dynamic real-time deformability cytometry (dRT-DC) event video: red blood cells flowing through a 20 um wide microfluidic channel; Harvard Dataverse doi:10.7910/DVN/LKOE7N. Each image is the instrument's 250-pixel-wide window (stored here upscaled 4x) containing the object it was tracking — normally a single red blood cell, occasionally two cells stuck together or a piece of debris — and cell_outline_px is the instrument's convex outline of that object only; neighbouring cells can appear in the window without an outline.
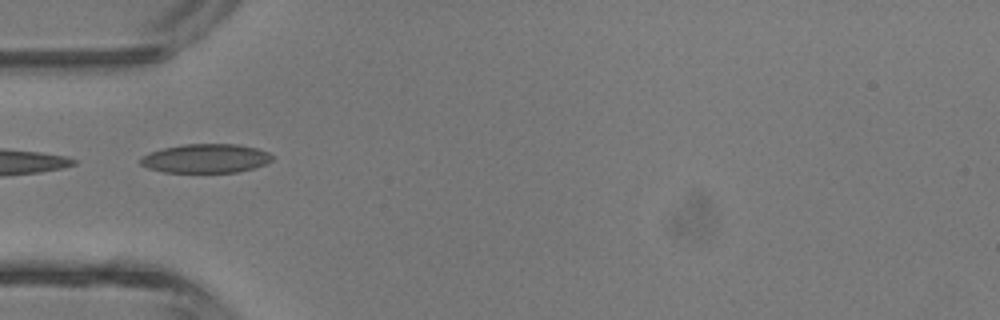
{"species": "common noctule bat (a hibernating species)", "species_latin": "Nyctalus noctula", "temperature_condition": "room temperature", "stored_images_in_passage": 2, "camera_frame_rate_fps": 3000, "um_per_image_px": 0.085, "animal": {"sex": "male", "body_mass_g": 13.3}, "frame": {"image": 1, "passage_image": 1, "time_ms": 0.0, "image_size_px": [1000, 320], "cell_outline_px": [[272, 160], [268, 164], [236, 172], [164, 172], [148, 168], [140, 164], [140, 160], [148, 152], [164, 148], [184, 144], [236, 144], [256, 148], [268, 152], [272, 156]], "centroid_in_image_um": [17.5, 13.46], "position_along_channel_um": 67.5, "area_um2": 22.14}}
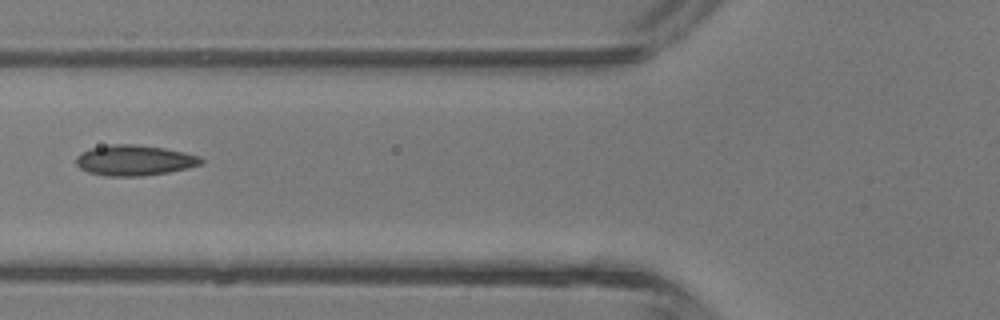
{"frame": {"image": 2, "passage_image": 2, "time_ms": 1.0, "image_size_px": [1000, 320], "cell_outline_px": [[204, 160], [200, 164], [188, 168], [168, 172], [144, 176], [104, 176], [88, 172], [80, 168], [76, 164], [76, 156], [80, 152], [92, 148], [112, 144], [132, 144], [164, 148], [184, 152], [200, 156]], "centroid_in_image_um": [11.41, 13.63], "position_along_channel_um": 114.4, "area_um2": 22.25}}